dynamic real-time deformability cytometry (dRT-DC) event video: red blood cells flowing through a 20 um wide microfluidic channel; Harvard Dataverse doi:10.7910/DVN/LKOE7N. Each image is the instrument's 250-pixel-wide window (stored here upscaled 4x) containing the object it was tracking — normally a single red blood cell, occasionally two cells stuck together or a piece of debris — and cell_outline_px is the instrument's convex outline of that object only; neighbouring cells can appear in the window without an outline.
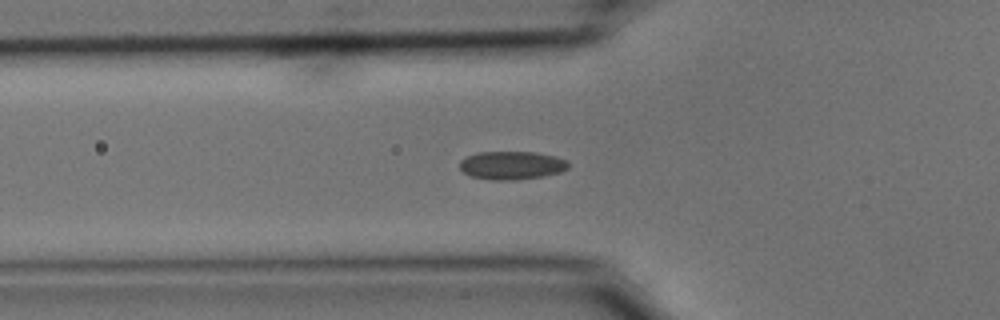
{"species": "common noctule bat (a hibernating species)", "species_latin": "Nyctalus noctula", "temperature_condition": "cold", "stored_images_in_passage": 38, "segment_of_instrument_passage": [1, 2], "camera_frame_rate_fps": 3000, "um_per_image_px": 0.085, "animal": {"sex": "male", "body_mass_g": 15.6}, "frame": {"image": 1, "passage_image": 2, "time_ms": 0.333, "image_size_px": [1000, 320], "cell_outline_px": [[568, 168], [560, 172], [544, 176], [516, 180], [488, 180], [472, 176], [464, 172], [460, 168], [460, 160], [468, 156], [480, 152], [532, 152], [556, 156], [564, 160], [568, 164]], "centroid_in_image_um": [43.49, 14.06], "position_along_channel_um": 82.3, "area_um2": 17.8}}
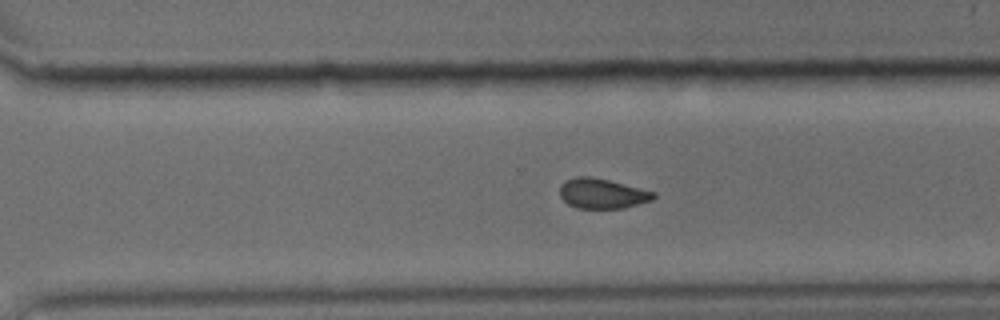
{"frame": {"image": 2, "passage_image": 21, "time_ms": 6.667, "image_size_px": [1000, 320], "cell_outline_px": [[656, 196], [652, 200], [624, 208], [576, 208], [568, 204], [560, 196], [560, 184], [564, 180], [576, 176], [588, 176], [608, 180], [656, 192]], "centroid_in_image_um": [51.17, 16.44], "position_along_channel_um": 319.4, "area_um2": 16.42}}
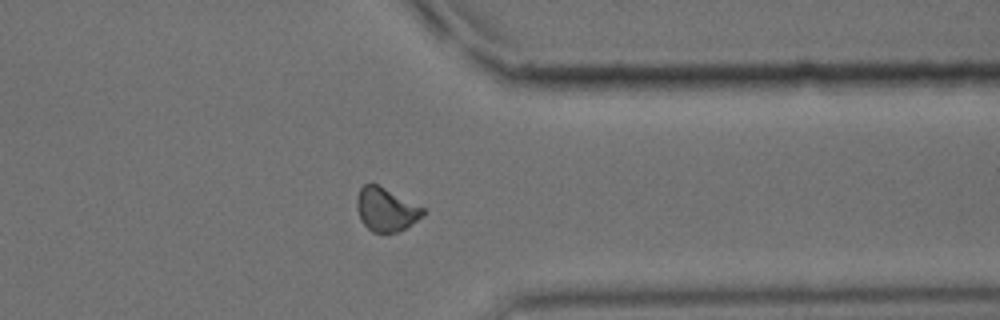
{"frame": {"image": 3, "passage_image": 26, "time_ms": 8.333, "image_size_px": [1000, 320], "cell_outline_px": [[428, 212], [424, 216], [400, 232], [372, 232], [360, 220], [356, 208], [356, 196], [360, 188], [364, 184], [376, 184], [424, 208]], "centroid_in_image_um": [32.81, 17.83], "position_along_channel_um": 378.6, "area_um2": 16.82}}